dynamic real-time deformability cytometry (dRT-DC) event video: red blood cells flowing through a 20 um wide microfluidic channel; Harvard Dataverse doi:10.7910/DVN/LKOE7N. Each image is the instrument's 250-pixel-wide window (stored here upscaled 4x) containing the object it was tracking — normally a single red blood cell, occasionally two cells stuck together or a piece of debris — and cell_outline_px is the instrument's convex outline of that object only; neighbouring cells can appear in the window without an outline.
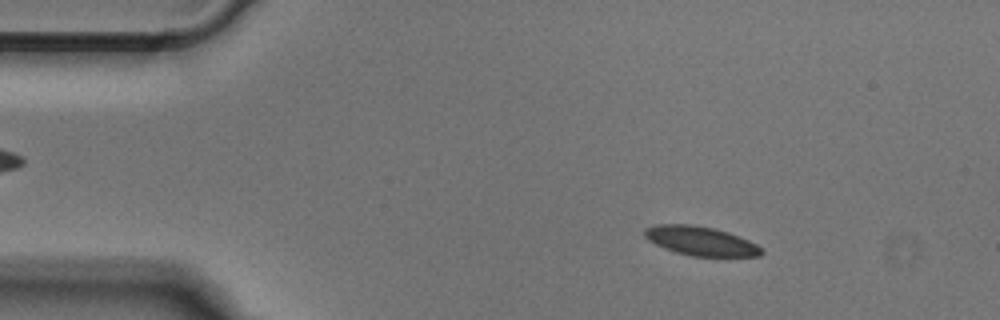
{"species": "Egyptian fruit bat (a non-hibernating species)", "species_latin": "Rousettus aegyptiacus", "temperature_condition": "cold", "stored_images_in_passage": 46, "camera_frame_rate_fps": 3000, "um_per_image_px": 0.085, "animal": {"sex": "male"}, "frame": {"image": 1, "passage_image": 3, "time_ms": 0.667, "image_size_px": [1000, 320], "cell_outline_px": [[764, 252], [760, 256], [692, 256], [676, 252], [664, 248], [648, 240], [644, 236], [644, 228], [656, 224], [692, 224], [712, 228], [728, 232], [748, 240], [756, 244]], "centroid_in_image_um": [59.52, 20.47], "position_along_channel_um": 25.5, "area_um2": 19.71}}
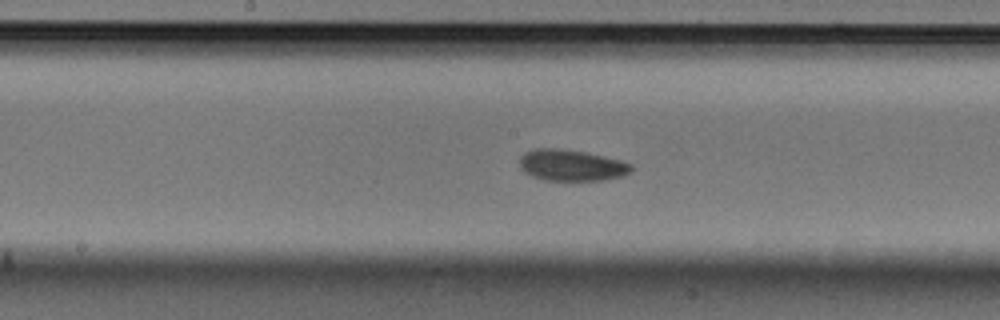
{"frame": {"image": 2, "passage_image": 21, "time_ms": 6.667, "image_size_px": [1000, 320], "cell_outline_px": [[632, 172], [624, 176], [604, 180], [544, 180], [532, 176], [524, 172], [520, 168], [520, 156], [524, 152], [532, 148], [560, 148], [584, 152], [604, 156], [620, 160], [632, 164]], "centroid_in_image_um": [48.57, 14.04], "position_along_channel_um": 199.6, "area_um2": 20.58}}
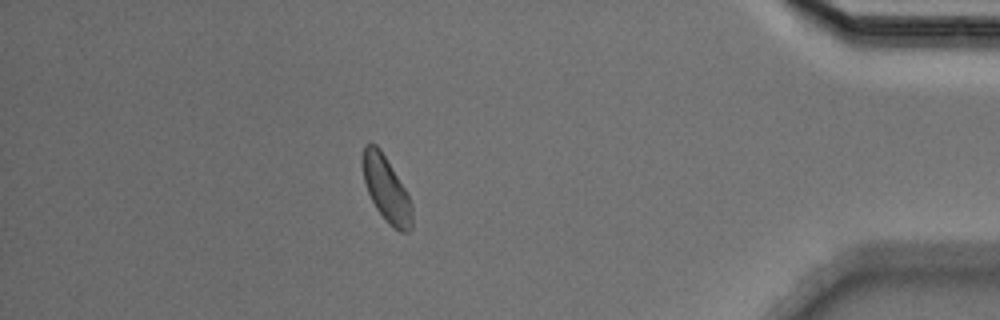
{"frame": {"image": 3, "passage_image": 40, "time_ms": 13.0, "image_size_px": [1000, 320], "cell_outline_px": [[412, 228], [408, 232], [400, 232], [388, 224], [376, 208], [368, 192], [364, 180], [360, 160], [364, 144], [376, 144], [380, 148], [404, 188], [412, 204]], "centroid_in_image_um": [32.81, 16.07], "position_along_channel_um": 402.4, "area_um2": 18.84}}